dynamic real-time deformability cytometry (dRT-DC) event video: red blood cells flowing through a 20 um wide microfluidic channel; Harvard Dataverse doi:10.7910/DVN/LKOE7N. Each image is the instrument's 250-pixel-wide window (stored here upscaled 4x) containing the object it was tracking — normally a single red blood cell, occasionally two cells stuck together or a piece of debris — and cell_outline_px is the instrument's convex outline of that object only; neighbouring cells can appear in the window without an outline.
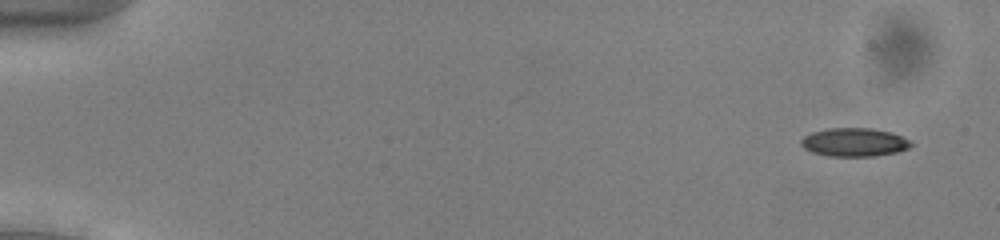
{"species": "common noctule bat (a hibernating species)", "species_latin": "Nyctalus noctula", "temperature_condition": "cold", "stored_images_in_passage": 54, "camera_frame_rate_fps": 3000, "um_per_image_px": 0.085, "animal": {"sex": "male", "body_mass_g": 13.0, "forearm_length_mm": 53.1}, "frame": {"image": 1, "passage_image": 4, "time_ms": 1.0, "image_size_px": [1000, 240], "cell_outline_px": [[916, 144], [908, 148], [896, 152], [876, 156], [828, 156], [812, 152], [804, 148], [800, 144], [800, 140], [804, 136], [812, 132], [828, 128], [872, 128], [892, 132]], "centroid_in_image_um": [72.61, 12.09], "position_along_channel_um": 12.4, "area_um2": 18.32}}
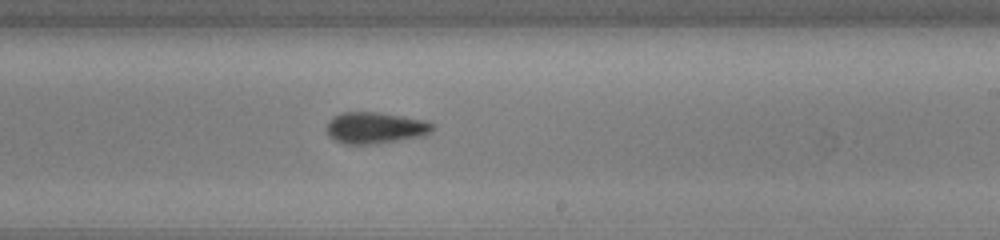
{"frame": {"image": 2, "passage_image": 34, "time_ms": 11.0, "image_size_px": [1000, 240], "cell_outline_px": [[436, 128], [432, 132], [424, 136], [376, 144], [344, 144], [328, 136], [324, 128], [328, 120], [332, 116], [340, 112], [380, 112], [424, 120], [432, 124]], "centroid_in_image_um": [31.86, 10.86], "position_along_channel_um": 257.1, "area_um2": 19.83}}
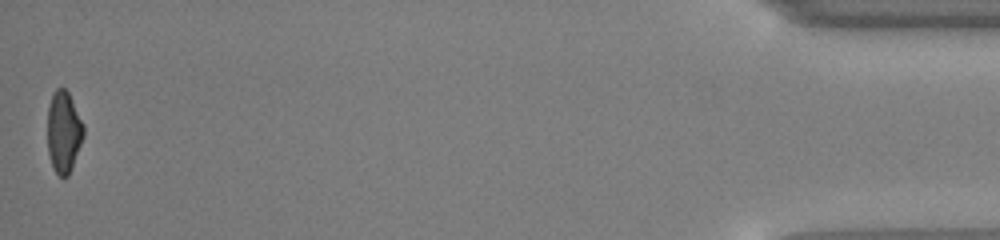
{"frame": {"image": 3, "passage_image": 54, "time_ms": 17.667, "image_size_px": [1000, 240], "cell_outline_px": [[84, 136], [68, 176], [64, 180], [56, 172], [52, 164], [48, 152], [48, 104], [52, 92], [56, 88], [64, 88], [68, 92], [84, 124]], "centroid_in_image_um": [5.41, 11.19], "position_along_channel_um": 429.8, "area_um2": 17.17}, "authors_computed_cell_mechanics": {"area_um2": 18.4382, "velocity_mm_per_s": 3.9065, "shape_relaxation_time_tau1_ms": 1.6127, "shape_relaxation_time_tau2_ms": 2.7535, "deformation_change_tau1": 0.1042, "deformation_change_tau2": 0.1061}}